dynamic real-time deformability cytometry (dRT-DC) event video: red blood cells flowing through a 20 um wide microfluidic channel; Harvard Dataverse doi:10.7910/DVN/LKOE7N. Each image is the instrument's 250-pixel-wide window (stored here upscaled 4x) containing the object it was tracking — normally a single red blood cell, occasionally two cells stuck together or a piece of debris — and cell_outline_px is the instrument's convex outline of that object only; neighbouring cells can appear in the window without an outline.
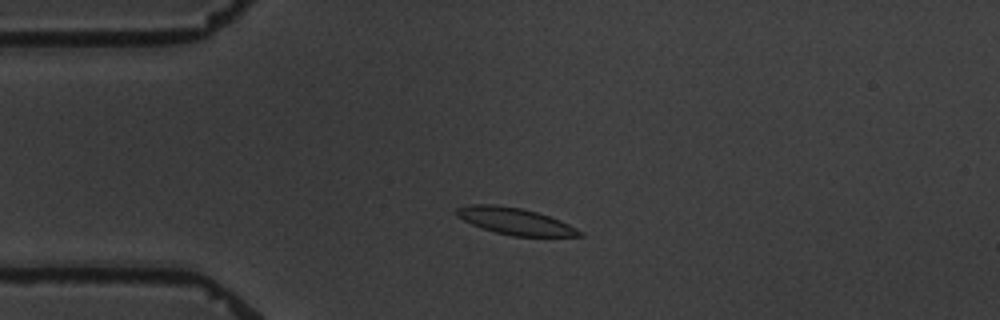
{"species": "common noctule bat (a hibernating species)", "species_latin": "Nyctalus noctula", "temperature_condition": "warm", "stored_images_in_passage": 5, "camera_frame_rate_fps": 3000, "um_per_image_px": 0.085, "animal": {"sex": "male", "body_mass_g": 19.5, "forearm_length_mm": 54.6}, "frame": {"image": 1, "passage_image": 3, "time_ms": 2.0, "image_size_px": [1000, 320], "cell_outline_px": [[584, 236], [512, 236], [496, 232], [472, 224], [456, 216], [456, 208], [468, 204], [492, 204], [520, 208], [536, 212], [560, 220], [584, 232]], "centroid_in_image_um": [43.78, 18.8], "position_along_channel_um": 41.2, "area_um2": 18.96}}
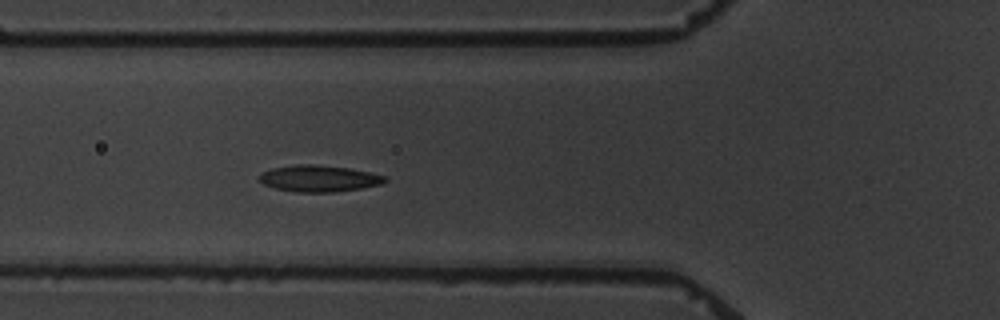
{"frame": {"image": 2, "passage_image": 5, "time_ms": 4.333, "image_size_px": [1000, 320], "cell_outline_px": [[388, 180], [384, 184], [360, 188], [332, 192], [296, 192], [276, 188], [264, 184], [260, 180], [260, 172], [272, 168], [296, 164], [316, 164], [348, 168], [388, 176]], "centroid_in_image_um": [27.14, 15.16], "position_along_channel_um": 98.7, "area_um2": 19.42}}